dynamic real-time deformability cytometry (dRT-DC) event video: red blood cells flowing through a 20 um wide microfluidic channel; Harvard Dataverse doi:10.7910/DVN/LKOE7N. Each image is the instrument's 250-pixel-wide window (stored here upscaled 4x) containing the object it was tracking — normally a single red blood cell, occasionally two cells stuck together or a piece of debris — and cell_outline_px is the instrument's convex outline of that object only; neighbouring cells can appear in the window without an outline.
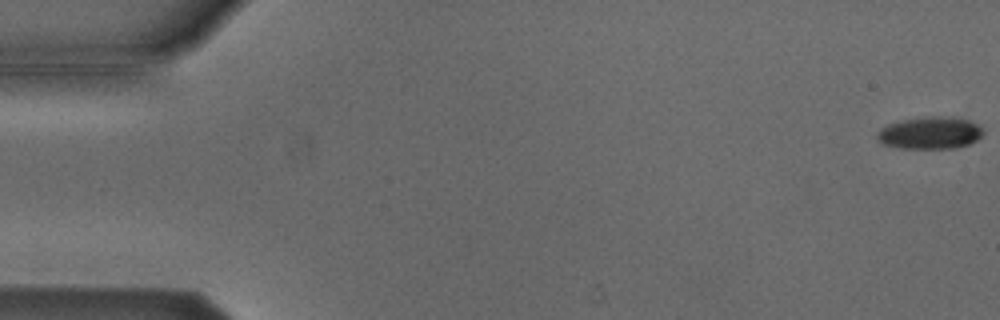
{"species": "Egyptian fruit bat (a non-hibernating species)", "species_latin": "Rousettus aegyptiacus", "temperature_condition": "cold", "stored_images_in_passage": 5, "segment_of_instrument_passage": [2, 2], "camera_frame_rate_fps": 3000, "um_per_image_px": 0.085, "animal": {"sex": "male"}, "frame": {"image": 1, "passage_image": 5, "time_ms": 1.333, "image_size_px": [1000, 320], "cell_outline_px": [[984, 132], [976, 140], [968, 144], [956, 148], [900, 148], [884, 144], [876, 136], [876, 132], [880, 128], [888, 124], [904, 120], [924, 116], [952, 116], [968, 120], [976, 124]], "centroid_in_image_um": [79.04, 11.29], "position_along_channel_um": 6.0, "area_um2": 19.83}}